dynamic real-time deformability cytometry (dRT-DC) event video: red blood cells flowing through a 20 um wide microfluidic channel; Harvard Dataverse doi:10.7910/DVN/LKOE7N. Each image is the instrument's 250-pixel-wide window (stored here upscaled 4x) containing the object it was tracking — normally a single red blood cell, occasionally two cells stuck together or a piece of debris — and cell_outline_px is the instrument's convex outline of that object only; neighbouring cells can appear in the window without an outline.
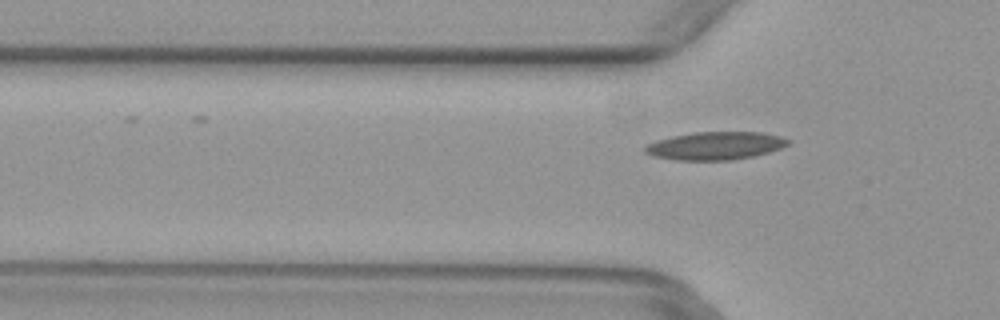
{"species": "common noctule bat (a hibernating species)", "species_latin": "Nyctalus noctula", "temperature_condition": "warm", "stored_images_in_passage": 5, "camera_frame_rate_fps": 3000, "um_per_image_px": 0.085, "animal": {"sex": "female", "body_mass_g": 29.2, "forearm_length_mm": 56.3}, "frame": {"image": 1, "passage_image": 4, "time_ms": 1.0, "image_size_px": [1000, 320], "cell_outline_px": [[792, 140], [788, 144], [780, 148], [768, 152], [752, 156], [732, 160], [676, 160], [652, 156], [644, 152], [644, 144], [656, 140], [672, 136], [696, 132], [760, 132], [780, 136]], "centroid_in_image_um": [60.76, 12.39], "position_along_channel_um": 65.0, "area_um2": 23.35}}